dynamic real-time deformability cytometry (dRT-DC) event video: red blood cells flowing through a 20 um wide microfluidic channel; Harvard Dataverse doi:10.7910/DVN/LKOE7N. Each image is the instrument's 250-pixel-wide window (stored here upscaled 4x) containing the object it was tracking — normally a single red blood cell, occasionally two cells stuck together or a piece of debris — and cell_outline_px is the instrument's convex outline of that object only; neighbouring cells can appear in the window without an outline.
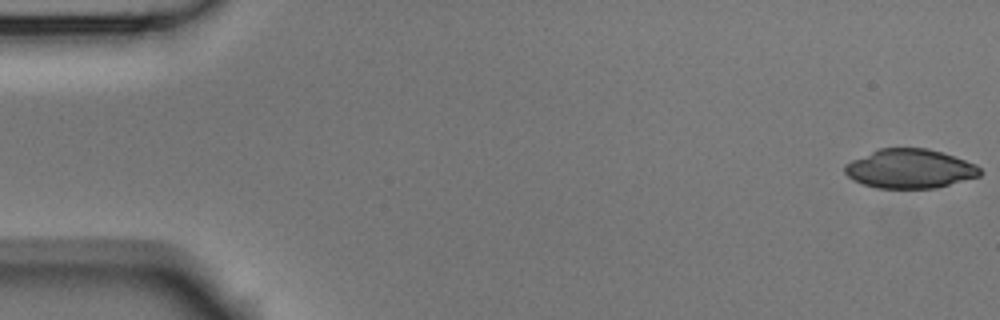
{"species": "Egyptian fruit bat (a non-hibernating species)", "species_latin": "Rousettus aegyptiacus", "temperature_condition": "room temperature", "stored_images_in_passage": 4, "camera_frame_rate_fps": 3000, "um_per_image_px": 0.085, "animal": {"sex": "male"}, "frame": {"image": 1, "passage_image": 1, "time_ms": 0.0, "image_size_px": [1000, 320], "cell_outline_px": [[984, 172], [980, 176], [936, 188], [876, 188], [852, 180], [844, 172], [844, 164], [852, 160], [880, 148], [928, 148], [976, 164]], "centroid_in_image_um": [77.34, 14.35], "position_along_channel_um": 7.7, "area_um2": 30.81}}
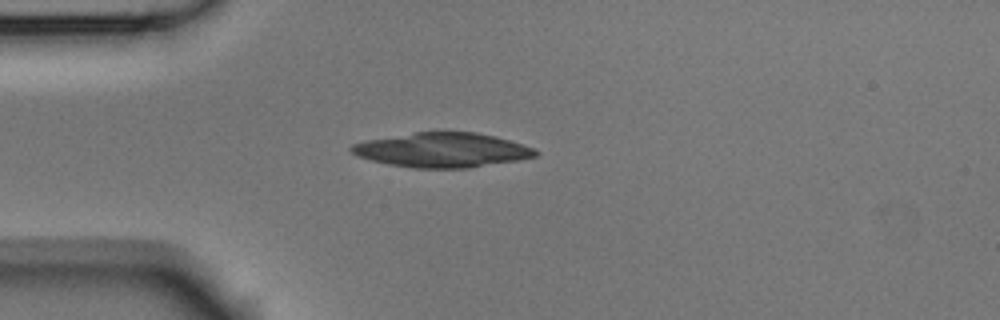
{"frame": {"image": 2, "passage_image": 4, "time_ms": 1.0, "image_size_px": [1000, 320], "cell_outline_px": [[540, 152], [536, 156], [520, 160], [468, 168], [412, 168], [388, 164], [372, 160], [360, 156], [352, 152], [348, 148], [352, 144], [364, 140], [416, 132], [476, 132], [496, 136], [532, 148]], "centroid_in_image_um": [37.59, 12.75], "position_along_channel_um": 47.4, "area_um2": 36.93}}